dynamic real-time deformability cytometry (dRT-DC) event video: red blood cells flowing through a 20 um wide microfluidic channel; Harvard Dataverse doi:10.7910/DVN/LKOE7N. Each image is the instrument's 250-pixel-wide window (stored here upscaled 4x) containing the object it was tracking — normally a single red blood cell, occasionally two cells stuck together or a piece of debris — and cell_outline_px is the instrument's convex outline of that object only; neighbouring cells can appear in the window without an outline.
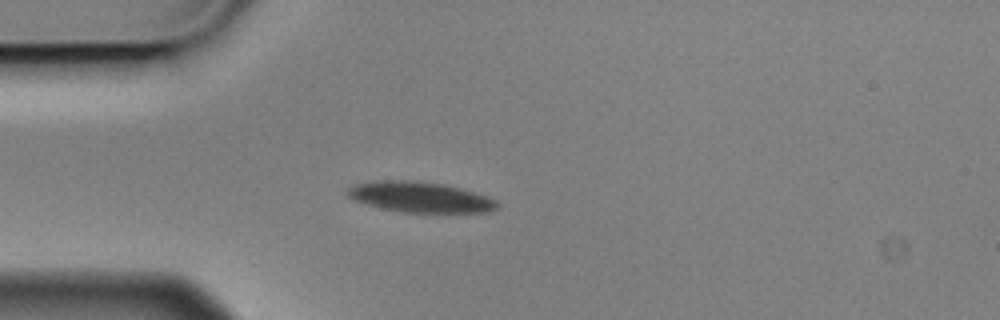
{"species": "Egyptian fruit bat (a non-hibernating species)", "species_latin": "Rousettus aegyptiacus", "temperature_condition": "cold", "stored_images_in_passage": 5, "camera_frame_rate_fps": 3000, "um_per_image_px": 0.085, "animal": {"sex": "male"}, "frame": {"image": 1, "passage_image": 4, "time_ms": 1.0, "image_size_px": [1000, 320], "cell_outline_px": [[500, 204], [496, 208], [488, 212], [400, 212], [380, 208], [352, 200], [348, 196], [348, 188], [352, 184], [384, 180], [408, 180], [444, 184], [460, 188], [496, 200]], "centroid_in_image_um": [35.66, 16.75], "position_along_channel_um": 49.3, "area_um2": 26.41}}